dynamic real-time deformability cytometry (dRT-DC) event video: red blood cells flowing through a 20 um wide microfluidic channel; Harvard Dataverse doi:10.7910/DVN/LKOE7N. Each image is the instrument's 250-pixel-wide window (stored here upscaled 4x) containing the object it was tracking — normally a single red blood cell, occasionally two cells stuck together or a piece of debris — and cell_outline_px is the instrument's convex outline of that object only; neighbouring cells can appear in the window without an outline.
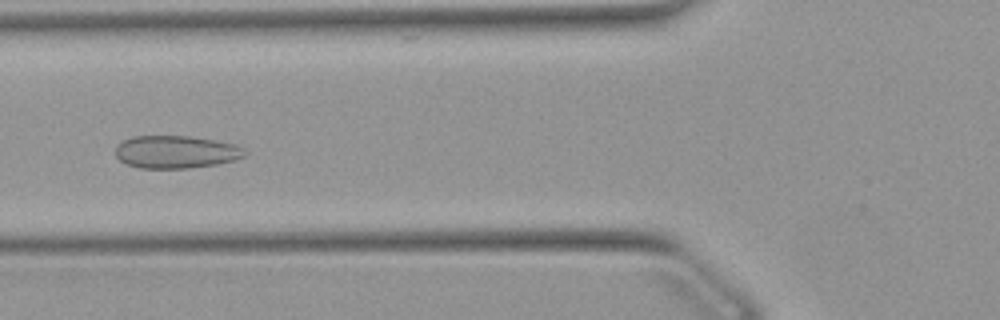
{"species": "Egyptian fruit bat (a non-hibernating species)", "species_latin": "Rousettus aegyptiacus", "temperature_condition": "warm", "stored_images_in_passage": 5, "camera_frame_rate_fps": 3000, "um_per_image_px": 0.085, "animal": {"sex": "female"}, "frame": {"image": 1, "passage_image": 5, "time_ms": 1.333, "image_size_px": [1000, 320], "cell_outline_px": [[248, 152], [244, 156], [236, 160], [216, 164], [188, 168], [140, 168], [128, 164], [120, 160], [116, 156], [116, 144], [132, 136], [188, 136], [236, 144], [244, 148]], "centroid_in_image_um": [14.97, 12.91], "position_along_channel_um": 110.8, "area_um2": 24.62}}